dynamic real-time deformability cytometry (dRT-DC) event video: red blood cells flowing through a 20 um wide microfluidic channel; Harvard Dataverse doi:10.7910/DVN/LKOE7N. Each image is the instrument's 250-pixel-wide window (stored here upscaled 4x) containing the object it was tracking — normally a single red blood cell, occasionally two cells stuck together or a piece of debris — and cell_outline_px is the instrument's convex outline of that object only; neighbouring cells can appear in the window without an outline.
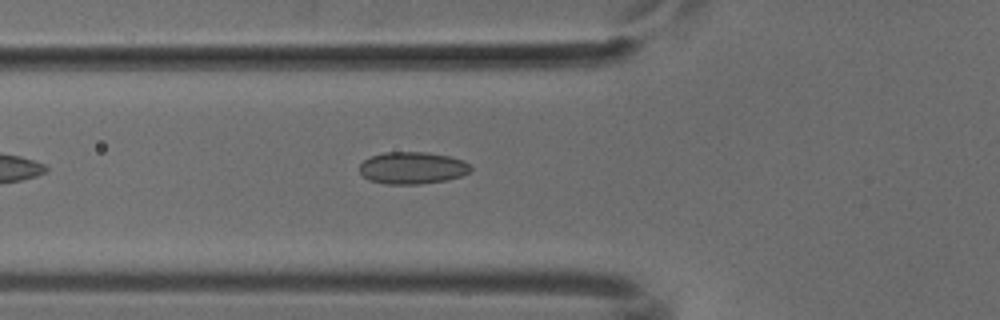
{"species": "common noctule bat (a hibernating species)", "species_latin": "Nyctalus noctula", "temperature_condition": "cold", "stored_images_in_passage": 38, "camera_frame_rate_fps": 3000, "um_per_image_px": 0.085, "animal": {"sex": "male", "body_mass_g": 18.8}, "frame": {"image": 1, "passage_image": 5, "time_ms": 1.333, "image_size_px": [1000, 320], "cell_outline_px": [[472, 168], [468, 172], [460, 176], [448, 180], [420, 184], [384, 184], [368, 180], [360, 172], [360, 164], [364, 160], [372, 156], [384, 152], [428, 152], [448, 156], [464, 160]], "centroid_in_image_um": [35.04, 14.27], "position_along_channel_um": 90.8, "area_um2": 20.81}}
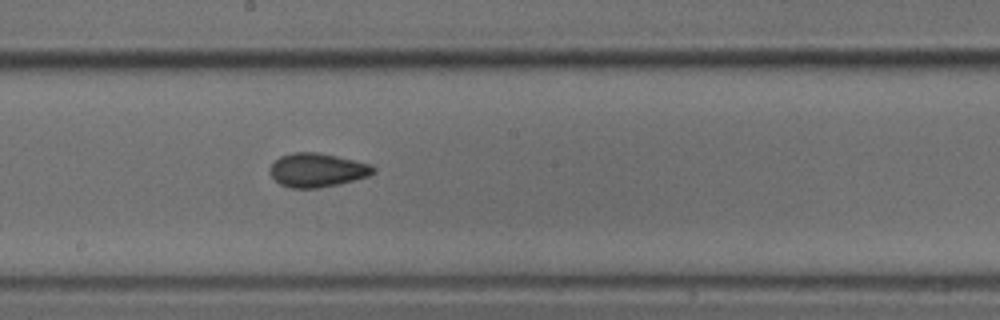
{"frame": {"image": 2, "passage_image": 15, "time_ms": 4.667, "image_size_px": [1000, 320], "cell_outline_px": [[376, 172], [368, 176], [340, 184], [316, 188], [292, 188], [280, 184], [268, 172], [272, 164], [280, 156], [292, 152], [316, 152], [336, 156], [372, 164], [376, 168]], "centroid_in_image_um": [26.98, 14.45], "position_along_channel_um": 221.2, "area_um2": 20.4}}
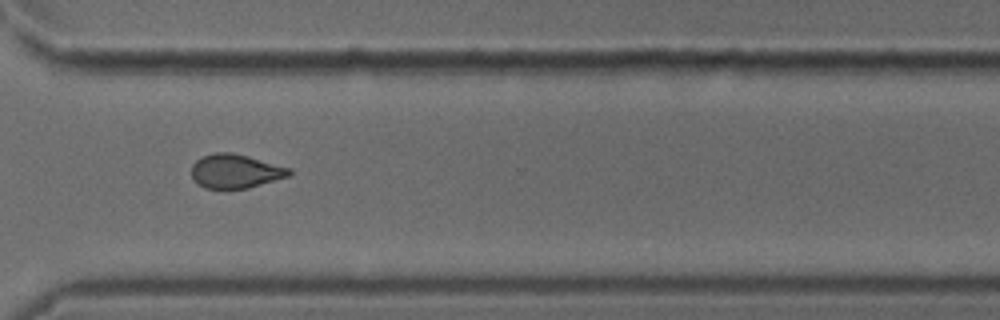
{"frame": {"image": 3, "passage_image": 25, "time_ms": 8.0, "image_size_px": [1000, 320], "cell_outline_px": [[292, 172], [288, 176], [248, 188], [204, 188], [192, 176], [192, 164], [196, 160], [204, 156], [216, 152], [232, 152], [248, 156], [292, 168]], "centroid_in_image_um": [20.03, 14.53], "position_along_channel_um": 350.6, "area_um2": 19.13}}